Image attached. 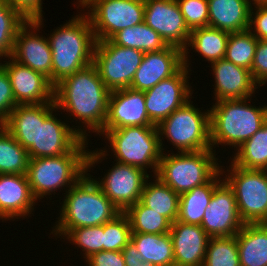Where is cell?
Wrapping results in <instances>:
<instances>
[{
	"label": "cell",
	"instance_id": "6",
	"mask_svg": "<svg viewBox=\"0 0 267 266\" xmlns=\"http://www.w3.org/2000/svg\"><path fill=\"white\" fill-rule=\"evenodd\" d=\"M215 152L202 150L171 153L172 155L162 153L155 176L181 195L209 182L220 171Z\"/></svg>",
	"mask_w": 267,
	"mask_h": 266
},
{
	"label": "cell",
	"instance_id": "25",
	"mask_svg": "<svg viewBox=\"0 0 267 266\" xmlns=\"http://www.w3.org/2000/svg\"><path fill=\"white\" fill-rule=\"evenodd\" d=\"M209 27L229 33L249 29L252 5L247 0H208Z\"/></svg>",
	"mask_w": 267,
	"mask_h": 266
},
{
	"label": "cell",
	"instance_id": "21",
	"mask_svg": "<svg viewBox=\"0 0 267 266\" xmlns=\"http://www.w3.org/2000/svg\"><path fill=\"white\" fill-rule=\"evenodd\" d=\"M169 233L173 242L174 266L203 265L211 237L201 226L176 220Z\"/></svg>",
	"mask_w": 267,
	"mask_h": 266
},
{
	"label": "cell",
	"instance_id": "23",
	"mask_svg": "<svg viewBox=\"0 0 267 266\" xmlns=\"http://www.w3.org/2000/svg\"><path fill=\"white\" fill-rule=\"evenodd\" d=\"M36 201L26 174H0V219L24 218Z\"/></svg>",
	"mask_w": 267,
	"mask_h": 266
},
{
	"label": "cell",
	"instance_id": "20",
	"mask_svg": "<svg viewBox=\"0 0 267 266\" xmlns=\"http://www.w3.org/2000/svg\"><path fill=\"white\" fill-rule=\"evenodd\" d=\"M183 66V51L174 46L154 52H145L135 72L131 89L146 91L161 80L173 76Z\"/></svg>",
	"mask_w": 267,
	"mask_h": 266
},
{
	"label": "cell",
	"instance_id": "19",
	"mask_svg": "<svg viewBox=\"0 0 267 266\" xmlns=\"http://www.w3.org/2000/svg\"><path fill=\"white\" fill-rule=\"evenodd\" d=\"M8 60L0 64L9 75L17 105L55 103L54 86L47 77L11 57Z\"/></svg>",
	"mask_w": 267,
	"mask_h": 266
},
{
	"label": "cell",
	"instance_id": "16",
	"mask_svg": "<svg viewBox=\"0 0 267 266\" xmlns=\"http://www.w3.org/2000/svg\"><path fill=\"white\" fill-rule=\"evenodd\" d=\"M244 226L232 188L223 180L214 188L201 227L210 237L235 236Z\"/></svg>",
	"mask_w": 267,
	"mask_h": 266
},
{
	"label": "cell",
	"instance_id": "30",
	"mask_svg": "<svg viewBox=\"0 0 267 266\" xmlns=\"http://www.w3.org/2000/svg\"><path fill=\"white\" fill-rule=\"evenodd\" d=\"M152 177L155 178V181L145 182L140 202L173 223L178 217L180 195L162 183L156 176Z\"/></svg>",
	"mask_w": 267,
	"mask_h": 266
},
{
	"label": "cell",
	"instance_id": "24",
	"mask_svg": "<svg viewBox=\"0 0 267 266\" xmlns=\"http://www.w3.org/2000/svg\"><path fill=\"white\" fill-rule=\"evenodd\" d=\"M53 111H58L55 103L17 105L1 125L28 150L36 143L37 120H46Z\"/></svg>",
	"mask_w": 267,
	"mask_h": 266
},
{
	"label": "cell",
	"instance_id": "15",
	"mask_svg": "<svg viewBox=\"0 0 267 266\" xmlns=\"http://www.w3.org/2000/svg\"><path fill=\"white\" fill-rule=\"evenodd\" d=\"M149 174L132 165L115 163L103 179L95 182L105 196L121 211L125 212L140 201Z\"/></svg>",
	"mask_w": 267,
	"mask_h": 266
},
{
	"label": "cell",
	"instance_id": "2",
	"mask_svg": "<svg viewBox=\"0 0 267 266\" xmlns=\"http://www.w3.org/2000/svg\"><path fill=\"white\" fill-rule=\"evenodd\" d=\"M87 142L83 139L64 155L29 159L26 175L36 200L52 195L51 193L66 185L70 189L95 163L102 161V158L104 160L107 150L87 151Z\"/></svg>",
	"mask_w": 267,
	"mask_h": 266
},
{
	"label": "cell",
	"instance_id": "48",
	"mask_svg": "<svg viewBox=\"0 0 267 266\" xmlns=\"http://www.w3.org/2000/svg\"><path fill=\"white\" fill-rule=\"evenodd\" d=\"M266 82H267V76H266L265 78H263V79L260 81V83L258 84V87H259V86L261 87V85H262V86L265 85Z\"/></svg>",
	"mask_w": 267,
	"mask_h": 266
},
{
	"label": "cell",
	"instance_id": "32",
	"mask_svg": "<svg viewBox=\"0 0 267 266\" xmlns=\"http://www.w3.org/2000/svg\"><path fill=\"white\" fill-rule=\"evenodd\" d=\"M231 160L245 169L267 170V121L238 149Z\"/></svg>",
	"mask_w": 267,
	"mask_h": 266
},
{
	"label": "cell",
	"instance_id": "13",
	"mask_svg": "<svg viewBox=\"0 0 267 266\" xmlns=\"http://www.w3.org/2000/svg\"><path fill=\"white\" fill-rule=\"evenodd\" d=\"M79 128L80 126L72 128L64 121L61 122L53 113L46 120H37L36 143L27 150L29 157H54L67 154L83 139H88L86 130Z\"/></svg>",
	"mask_w": 267,
	"mask_h": 266
},
{
	"label": "cell",
	"instance_id": "43",
	"mask_svg": "<svg viewBox=\"0 0 267 266\" xmlns=\"http://www.w3.org/2000/svg\"><path fill=\"white\" fill-rule=\"evenodd\" d=\"M250 72L257 84L267 76V40H258Z\"/></svg>",
	"mask_w": 267,
	"mask_h": 266
},
{
	"label": "cell",
	"instance_id": "39",
	"mask_svg": "<svg viewBox=\"0 0 267 266\" xmlns=\"http://www.w3.org/2000/svg\"><path fill=\"white\" fill-rule=\"evenodd\" d=\"M104 224L91 227H79L69 230L63 237H66L73 245L82 248L85 253L83 258H88L93 253L103 251Z\"/></svg>",
	"mask_w": 267,
	"mask_h": 266
},
{
	"label": "cell",
	"instance_id": "26",
	"mask_svg": "<svg viewBox=\"0 0 267 266\" xmlns=\"http://www.w3.org/2000/svg\"><path fill=\"white\" fill-rule=\"evenodd\" d=\"M236 240L241 266H267V223L244 224Z\"/></svg>",
	"mask_w": 267,
	"mask_h": 266
},
{
	"label": "cell",
	"instance_id": "46",
	"mask_svg": "<svg viewBox=\"0 0 267 266\" xmlns=\"http://www.w3.org/2000/svg\"><path fill=\"white\" fill-rule=\"evenodd\" d=\"M121 252L126 266H154L152 263L144 261V258L131 240Z\"/></svg>",
	"mask_w": 267,
	"mask_h": 266
},
{
	"label": "cell",
	"instance_id": "1",
	"mask_svg": "<svg viewBox=\"0 0 267 266\" xmlns=\"http://www.w3.org/2000/svg\"><path fill=\"white\" fill-rule=\"evenodd\" d=\"M110 90L101 80L92 63L54 86V102L57 109L78 118L88 130L99 134L107 116Z\"/></svg>",
	"mask_w": 267,
	"mask_h": 266
},
{
	"label": "cell",
	"instance_id": "47",
	"mask_svg": "<svg viewBox=\"0 0 267 266\" xmlns=\"http://www.w3.org/2000/svg\"><path fill=\"white\" fill-rule=\"evenodd\" d=\"M252 6L260 5V4H267V0H247Z\"/></svg>",
	"mask_w": 267,
	"mask_h": 266
},
{
	"label": "cell",
	"instance_id": "3",
	"mask_svg": "<svg viewBox=\"0 0 267 266\" xmlns=\"http://www.w3.org/2000/svg\"><path fill=\"white\" fill-rule=\"evenodd\" d=\"M88 174L86 172L64 193L59 220L51 232L54 236L62 237L74 228L103 225L121 213Z\"/></svg>",
	"mask_w": 267,
	"mask_h": 266
},
{
	"label": "cell",
	"instance_id": "22",
	"mask_svg": "<svg viewBox=\"0 0 267 266\" xmlns=\"http://www.w3.org/2000/svg\"><path fill=\"white\" fill-rule=\"evenodd\" d=\"M215 76L214 95L216 102L251 97L258 89L250 70L225 59L211 63Z\"/></svg>",
	"mask_w": 267,
	"mask_h": 266
},
{
	"label": "cell",
	"instance_id": "12",
	"mask_svg": "<svg viewBox=\"0 0 267 266\" xmlns=\"http://www.w3.org/2000/svg\"><path fill=\"white\" fill-rule=\"evenodd\" d=\"M189 70L183 65L173 76L144 91L146 110L155 126L190 100L193 92L188 82Z\"/></svg>",
	"mask_w": 267,
	"mask_h": 266
},
{
	"label": "cell",
	"instance_id": "41",
	"mask_svg": "<svg viewBox=\"0 0 267 266\" xmlns=\"http://www.w3.org/2000/svg\"><path fill=\"white\" fill-rule=\"evenodd\" d=\"M17 106L8 73L0 64V124H2Z\"/></svg>",
	"mask_w": 267,
	"mask_h": 266
},
{
	"label": "cell",
	"instance_id": "18",
	"mask_svg": "<svg viewBox=\"0 0 267 266\" xmlns=\"http://www.w3.org/2000/svg\"><path fill=\"white\" fill-rule=\"evenodd\" d=\"M129 126L157 127L149 119L144 91L131 88L110 91L107 116L102 130Z\"/></svg>",
	"mask_w": 267,
	"mask_h": 266
},
{
	"label": "cell",
	"instance_id": "37",
	"mask_svg": "<svg viewBox=\"0 0 267 266\" xmlns=\"http://www.w3.org/2000/svg\"><path fill=\"white\" fill-rule=\"evenodd\" d=\"M202 266H241L236 235L211 237Z\"/></svg>",
	"mask_w": 267,
	"mask_h": 266
},
{
	"label": "cell",
	"instance_id": "28",
	"mask_svg": "<svg viewBox=\"0 0 267 266\" xmlns=\"http://www.w3.org/2000/svg\"><path fill=\"white\" fill-rule=\"evenodd\" d=\"M229 34V32L209 26L192 30L188 44L183 51V65L187 68L190 65L187 56L188 47H192V50L195 49L210 63L224 59Z\"/></svg>",
	"mask_w": 267,
	"mask_h": 266
},
{
	"label": "cell",
	"instance_id": "40",
	"mask_svg": "<svg viewBox=\"0 0 267 266\" xmlns=\"http://www.w3.org/2000/svg\"><path fill=\"white\" fill-rule=\"evenodd\" d=\"M190 31L209 26L208 0H176Z\"/></svg>",
	"mask_w": 267,
	"mask_h": 266
},
{
	"label": "cell",
	"instance_id": "49",
	"mask_svg": "<svg viewBox=\"0 0 267 266\" xmlns=\"http://www.w3.org/2000/svg\"><path fill=\"white\" fill-rule=\"evenodd\" d=\"M78 7H80V5L82 6L83 4H85L88 0H78Z\"/></svg>",
	"mask_w": 267,
	"mask_h": 266
},
{
	"label": "cell",
	"instance_id": "4",
	"mask_svg": "<svg viewBox=\"0 0 267 266\" xmlns=\"http://www.w3.org/2000/svg\"><path fill=\"white\" fill-rule=\"evenodd\" d=\"M50 34L52 85L93 63L95 37L85 13L76 15Z\"/></svg>",
	"mask_w": 267,
	"mask_h": 266
},
{
	"label": "cell",
	"instance_id": "36",
	"mask_svg": "<svg viewBox=\"0 0 267 266\" xmlns=\"http://www.w3.org/2000/svg\"><path fill=\"white\" fill-rule=\"evenodd\" d=\"M258 40L249 30L229 34L224 59L251 70Z\"/></svg>",
	"mask_w": 267,
	"mask_h": 266
},
{
	"label": "cell",
	"instance_id": "8",
	"mask_svg": "<svg viewBox=\"0 0 267 266\" xmlns=\"http://www.w3.org/2000/svg\"><path fill=\"white\" fill-rule=\"evenodd\" d=\"M157 129L162 153L165 149L162 143L164 137L176 149L178 148V153L212 150L210 141V110L201 112L199 108H195L192 105L191 100L187 101L163 120L157 126Z\"/></svg>",
	"mask_w": 267,
	"mask_h": 266
},
{
	"label": "cell",
	"instance_id": "27",
	"mask_svg": "<svg viewBox=\"0 0 267 266\" xmlns=\"http://www.w3.org/2000/svg\"><path fill=\"white\" fill-rule=\"evenodd\" d=\"M222 167L223 166H220V171L209 182L196 186L192 190L180 195L178 221L185 224L201 226L205 210L209 206L214 188L223 180L219 177L225 172L222 170Z\"/></svg>",
	"mask_w": 267,
	"mask_h": 266
},
{
	"label": "cell",
	"instance_id": "42",
	"mask_svg": "<svg viewBox=\"0 0 267 266\" xmlns=\"http://www.w3.org/2000/svg\"><path fill=\"white\" fill-rule=\"evenodd\" d=\"M255 8L256 12L251 8L248 30L257 40H267V4L255 5Z\"/></svg>",
	"mask_w": 267,
	"mask_h": 266
},
{
	"label": "cell",
	"instance_id": "35",
	"mask_svg": "<svg viewBox=\"0 0 267 266\" xmlns=\"http://www.w3.org/2000/svg\"><path fill=\"white\" fill-rule=\"evenodd\" d=\"M27 18L17 9L0 0V58H10L18 30Z\"/></svg>",
	"mask_w": 267,
	"mask_h": 266
},
{
	"label": "cell",
	"instance_id": "14",
	"mask_svg": "<svg viewBox=\"0 0 267 266\" xmlns=\"http://www.w3.org/2000/svg\"><path fill=\"white\" fill-rule=\"evenodd\" d=\"M42 22V17L29 19L18 30L11 58L36 72H40L52 84L53 58L50 44L48 38L37 33L42 27Z\"/></svg>",
	"mask_w": 267,
	"mask_h": 266
},
{
	"label": "cell",
	"instance_id": "38",
	"mask_svg": "<svg viewBox=\"0 0 267 266\" xmlns=\"http://www.w3.org/2000/svg\"><path fill=\"white\" fill-rule=\"evenodd\" d=\"M131 226L127 215L121 212L104 224L103 250L122 251L131 239Z\"/></svg>",
	"mask_w": 267,
	"mask_h": 266
},
{
	"label": "cell",
	"instance_id": "44",
	"mask_svg": "<svg viewBox=\"0 0 267 266\" xmlns=\"http://www.w3.org/2000/svg\"><path fill=\"white\" fill-rule=\"evenodd\" d=\"M88 266H126L121 251H100L93 253L85 261Z\"/></svg>",
	"mask_w": 267,
	"mask_h": 266
},
{
	"label": "cell",
	"instance_id": "31",
	"mask_svg": "<svg viewBox=\"0 0 267 266\" xmlns=\"http://www.w3.org/2000/svg\"><path fill=\"white\" fill-rule=\"evenodd\" d=\"M110 40L119 46L141 50L144 53L160 51L168 46L145 22L118 31Z\"/></svg>",
	"mask_w": 267,
	"mask_h": 266
},
{
	"label": "cell",
	"instance_id": "11",
	"mask_svg": "<svg viewBox=\"0 0 267 266\" xmlns=\"http://www.w3.org/2000/svg\"><path fill=\"white\" fill-rule=\"evenodd\" d=\"M143 56V51L119 46L110 39L96 41L93 64L103 83L113 91L130 88Z\"/></svg>",
	"mask_w": 267,
	"mask_h": 266
},
{
	"label": "cell",
	"instance_id": "34",
	"mask_svg": "<svg viewBox=\"0 0 267 266\" xmlns=\"http://www.w3.org/2000/svg\"><path fill=\"white\" fill-rule=\"evenodd\" d=\"M131 226L132 233L166 234L170 232L172 222L158 214L140 201L124 212Z\"/></svg>",
	"mask_w": 267,
	"mask_h": 266
},
{
	"label": "cell",
	"instance_id": "45",
	"mask_svg": "<svg viewBox=\"0 0 267 266\" xmlns=\"http://www.w3.org/2000/svg\"><path fill=\"white\" fill-rule=\"evenodd\" d=\"M8 5L20 11L28 20L44 17L42 0H4Z\"/></svg>",
	"mask_w": 267,
	"mask_h": 266
},
{
	"label": "cell",
	"instance_id": "33",
	"mask_svg": "<svg viewBox=\"0 0 267 266\" xmlns=\"http://www.w3.org/2000/svg\"><path fill=\"white\" fill-rule=\"evenodd\" d=\"M28 151L0 124V174H27Z\"/></svg>",
	"mask_w": 267,
	"mask_h": 266
},
{
	"label": "cell",
	"instance_id": "5",
	"mask_svg": "<svg viewBox=\"0 0 267 266\" xmlns=\"http://www.w3.org/2000/svg\"><path fill=\"white\" fill-rule=\"evenodd\" d=\"M250 98L215 102L210 107V141L214 145H230L237 149L267 121V106H250ZM247 101V102H246ZM223 144V145H222Z\"/></svg>",
	"mask_w": 267,
	"mask_h": 266
},
{
	"label": "cell",
	"instance_id": "9",
	"mask_svg": "<svg viewBox=\"0 0 267 266\" xmlns=\"http://www.w3.org/2000/svg\"><path fill=\"white\" fill-rule=\"evenodd\" d=\"M225 181L232 188L244 224L267 223V170L245 169L232 161Z\"/></svg>",
	"mask_w": 267,
	"mask_h": 266
},
{
	"label": "cell",
	"instance_id": "29",
	"mask_svg": "<svg viewBox=\"0 0 267 266\" xmlns=\"http://www.w3.org/2000/svg\"><path fill=\"white\" fill-rule=\"evenodd\" d=\"M144 261L154 266H174L173 242L170 233H131L130 239Z\"/></svg>",
	"mask_w": 267,
	"mask_h": 266
},
{
	"label": "cell",
	"instance_id": "10",
	"mask_svg": "<svg viewBox=\"0 0 267 266\" xmlns=\"http://www.w3.org/2000/svg\"><path fill=\"white\" fill-rule=\"evenodd\" d=\"M80 7L90 8L86 15L96 41L109 40L118 31L144 22V0H88Z\"/></svg>",
	"mask_w": 267,
	"mask_h": 266
},
{
	"label": "cell",
	"instance_id": "17",
	"mask_svg": "<svg viewBox=\"0 0 267 266\" xmlns=\"http://www.w3.org/2000/svg\"><path fill=\"white\" fill-rule=\"evenodd\" d=\"M144 22L169 46L185 50L190 29L176 0H144Z\"/></svg>",
	"mask_w": 267,
	"mask_h": 266
},
{
	"label": "cell",
	"instance_id": "7",
	"mask_svg": "<svg viewBox=\"0 0 267 266\" xmlns=\"http://www.w3.org/2000/svg\"><path fill=\"white\" fill-rule=\"evenodd\" d=\"M100 134L110 142L116 162L140 168L147 172L152 168L156 175L162 156L157 127L129 126L120 129L102 130ZM147 168V169H146Z\"/></svg>",
	"mask_w": 267,
	"mask_h": 266
}]
</instances>
